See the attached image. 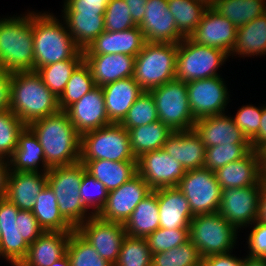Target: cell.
<instances>
[{
	"label": "cell",
	"instance_id": "a7ac6f4b",
	"mask_svg": "<svg viewBox=\"0 0 266 266\" xmlns=\"http://www.w3.org/2000/svg\"><path fill=\"white\" fill-rule=\"evenodd\" d=\"M259 152L261 155L262 164H266V146H264Z\"/></svg>",
	"mask_w": 266,
	"mask_h": 266
},
{
	"label": "cell",
	"instance_id": "e7e4bbea",
	"mask_svg": "<svg viewBox=\"0 0 266 266\" xmlns=\"http://www.w3.org/2000/svg\"><path fill=\"white\" fill-rule=\"evenodd\" d=\"M11 266H35L26 261L25 259L16 260L10 263Z\"/></svg>",
	"mask_w": 266,
	"mask_h": 266
},
{
	"label": "cell",
	"instance_id": "d6986e66",
	"mask_svg": "<svg viewBox=\"0 0 266 266\" xmlns=\"http://www.w3.org/2000/svg\"><path fill=\"white\" fill-rule=\"evenodd\" d=\"M65 112L81 136L112 124L106 113L104 94L100 86L86 93Z\"/></svg>",
	"mask_w": 266,
	"mask_h": 266
},
{
	"label": "cell",
	"instance_id": "f546056e",
	"mask_svg": "<svg viewBox=\"0 0 266 266\" xmlns=\"http://www.w3.org/2000/svg\"><path fill=\"white\" fill-rule=\"evenodd\" d=\"M86 172L100 181L108 192L119 188L137 174V161L80 160Z\"/></svg>",
	"mask_w": 266,
	"mask_h": 266
},
{
	"label": "cell",
	"instance_id": "9a60e30c",
	"mask_svg": "<svg viewBox=\"0 0 266 266\" xmlns=\"http://www.w3.org/2000/svg\"><path fill=\"white\" fill-rule=\"evenodd\" d=\"M152 191L137 173L119 188L108 192L106 204L97 216L104 221L124 224L140 201Z\"/></svg>",
	"mask_w": 266,
	"mask_h": 266
},
{
	"label": "cell",
	"instance_id": "7a4b0ae2",
	"mask_svg": "<svg viewBox=\"0 0 266 266\" xmlns=\"http://www.w3.org/2000/svg\"><path fill=\"white\" fill-rule=\"evenodd\" d=\"M59 110L58 98L36 71L12 72L11 111L26 126Z\"/></svg>",
	"mask_w": 266,
	"mask_h": 266
},
{
	"label": "cell",
	"instance_id": "c3c4849f",
	"mask_svg": "<svg viewBox=\"0 0 266 266\" xmlns=\"http://www.w3.org/2000/svg\"><path fill=\"white\" fill-rule=\"evenodd\" d=\"M152 254L165 252L189 240V228H158L146 237Z\"/></svg>",
	"mask_w": 266,
	"mask_h": 266
},
{
	"label": "cell",
	"instance_id": "94428289",
	"mask_svg": "<svg viewBox=\"0 0 266 266\" xmlns=\"http://www.w3.org/2000/svg\"><path fill=\"white\" fill-rule=\"evenodd\" d=\"M259 218L258 220L266 224V187L263 185L260 194V204H259Z\"/></svg>",
	"mask_w": 266,
	"mask_h": 266
},
{
	"label": "cell",
	"instance_id": "680465c9",
	"mask_svg": "<svg viewBox=\"0 0 266 266\" xmlns=\"http://www.w3.org/2000/svg\"><path fill=\"white\" fill-rule=\"evenodd\" d=\"M130 9V14L133 21L139 25L143 20V16L146 10L147 0H124Z\"/></svg>",
	"mask_w": 266,
	"mask_h": 266
},
{
	"label": "cell",
	"instance_id": "f907efd6",
	"mask_svg": "<svg viewBox=\"0 0 266 266\" xmlns=\"http://www.w3.org/2000/svg\"><path fill=\"white\" fill-rule=\"evenodd\" d=\"M262 106L244 105L237 110L234 123L244 133L249 141H251L259 131L261 123Z\"/></svg>",
	"mask_w": 266,
	"mask_h": 266
},
{
	"label": "cell",
	"instance_id": "8992f818",
	"mask_svg": "<svg viewBox=\"0 0 266 266\" xmlns=\"http://www.w3.org/2000/svg\"><path fill=\"white\" fill-rule=\"evenodd\" d=\"M178 44L148 43L135 57L133 78L144 91L176 79Z\"/></svg>",
	"mask_w": 266,
	"mask_h": 266
},
{
	"label": "cell",
	"instance_id": "cb8c5ba5",
	"mask_svg": "<svg viewBox=\"0 0 266 266\" xmlns=\"http://www.w3.org/2000/svg\"><path fill=\"white\" fill-rule=\"evenodd\" d=\"M188 170L203 168L206 146L194 129L174 131L162 148Z\"/></svg>",
	"mask_w": 266,
	"mask_h": 266
},
{
	"label": "cell",
	"instance_id": "681fc988",
	"mask_svg": "<svg viewBox=\"0 0 266 266\" xmlns=\"http://www.w3.org/2000/svg\"><path fill=\"white\" fill-rule=\"evenodd\" d=\"M104 29L119 32L137 26L124 0H110L104 13Z\"/></svg>",
	"mask_w": 266,
	"mask_h": 266
},
{
	"label": "cell",
	"instance_id": "8d00e7d4",
	"mask_svg": "<svg viewBox=\"0 0 266 266\" xmlns=\"http://www.w3.org/2000/svg\"><path fill=\"white\" fill-rule=\"evenodd\" d=\"M266 0H217L212 7L238 29L266 13Z\"/></svg>",
	"mask_w": 266,
	"mask_h": 266
},
{
	"label": "cell",
	"instance_id": "2e32d148",
	"mask_svg": "<svg viewBox=\"0 0 266 266\" xmlns=\"http://www.w3.org/2000/svg\"><path fill=\"white\" fill-rule=\"evenodd\" d=\"M186 170L163 149L146 152L137 158V173L154 190L177 187Z\"/></svg>",
	"mask_w": 266,
	"mask_h": 266
},
{
	"label": "cell",
	"instance_id": "d6a6232c",
	"mask_svg": "<svg viewBox=\"0 0 266 266\" xmlns=\"http://www.w3.org/2000/svg\"><path fill=\"white\" fill-rule=\"evenodd\" d=\"M32 213L40 227L46 232H72L75 230L60 213L57 198L48 184L37 196Z\"/></svg>",
	"mask_w": 266,
	"mask_h": 266
},
{
	"label": "cell",
	"instance_id": "7dc6e473",
	"mask_svg": "<svg viewBox=\"0 0 266 266\" xmlns=\"http://www.w3.org/2000/svg\"><path fill=\"white\" fill-rule=\"evenodd\" d=\"M79 191L84 206L91 211L94 216H97L107 201L108 191L105 186L88 172H85L81 180Z\"/></svg>",
	"mask_w": 266,
	"mask_h": 266
},
{
	"label": "cell",
	"instance_id": "4316f807",
	"mask_svg": "<svg viewBox=\"0 0 266 266\" xmlns=\"http://www.w3.org/2000/svg\"><path fill=\"white\" fill-rule=\"evenodd\" d=\"M107 116L120 124L136 99L144 92L133 77L119 79L102 86Z\"/></svg>",
	"mask_w": 266,
	"mask_h": 266
},
{
	"label": "cell",
	"instance_id": "f1b7e54d",
	"mask_svg": "<svg viewBox=\"0 0 266 266\" xmlns=\"http://www.w3.org/2000/svg\"><path fill=\"white\" fill-rule=\"evenodd\" d=\"M8 163L10 171L47 173L51 169L46 164L44 150L38 137L28 126L19 134L18 146L8 159Z\"/></svg>",
	"mask_w": 266,
	"mask_h": 266
},
{
	"label": "cell",
	"instance_id": "277c9868",
	"mask_svg": "<svg viewBox=\"0 0 266 266\" xmlns=\"http://www.w3.org/2000/svg\"><path fill=\"white\" fill-rule=\"evenodd\" d=\"M14 16L0 19V67L11 73L33 71V11Z\"/></svg>",
	"mask_w": 266,
	"mask_h": 266
},
{
	"label": "cell",
	"instance_id": "03108f58",
	"mask_svg": "<svg viewBox=\"0 0 266 266\" xmlns=\"http://www.w3.org/2000/svg\"><path fill=\"white\" fill-rule=\"evenodd\" d=\"M197 1L203 3L207 8L213 7L217 2V0H197Z\"/></svg>",
	"mask_w": 266,
	"mask_h": 266
},
{
	"label": "cell",
	"instance_id": "ac0fdd59",
	"mask_svg": "<svg viewBox=\"0 0 266 266\" xmlns=\"http://www.w3.org/2000/svg\"><path fill=\"white\" fill-rule=\"evenodd\" d=\"M236 36L237 28L234 24L211 7L205 10L189 38L200 45L223 50L230 57Z\"/></svg>",
	"mask_w": 266,
	"mask_h": 266
},
{
	"label": "cell",
	"instance_id": "52a82bcc",
	"mask_svg": "<svg viewBox=\"0 0 266 266\" xmlns=\"http://www.w3.org/2000/svg\"><path fill=\"white\" fill-rule=\"evenodd\" d=\"M238 232L219 212L196 215L189 225V240L204 258L233 251Z\"/></svg>",
	"mask_w": 266,
	"mask_h": 266
},
{
	"label": "cell",
	"instance_id": "7402d4cb",
	"mask_svg": "<svg viewBox=\"0 0 266 266\" xmlns=\"http://www.w3.org/2000/svg\"><path fill=\"white\" fill-rule=\"evenodd\" d=\"M145 43L138 25L119 32L105 30L83 51V55L126 54L136 57Z\"/></svg>",
	"mask_w": 266,
	"mask_h": 266
},
{
	"label": "cell",
	"instance_id": "11a10c76",
	"mask_svg": "<svg viewBox=\"0 0 266 266\" xmlns=\"http://www.w3.org/2000/svg\"><path fill=\"white\" fill-rule=\"evenodd\" d=\"M12 73L0 67V112L11 110Z\"/></svg>",
	"mask_w": 266,
	"mask_h": 266
},
{
	"label": "cell",
	"instance_id": "9f6ffc18",
	"mask_svg": "<svg viewBox=\"0 0 266 266\" xmlns=\"http://www.w3.org/2000/svg\"><path fill=\"white\" fill-rule=\"evenodd\" d=\"M232 252L204 257L201 266H242L243 258L234 256Z\"/></svg>",
	"mask_w": 266,
	"mask_h": 266
},
{
	"label": "cell",
	"instance_id": "44dd1931",
	"mask_svg": "<svg viewBox=\"0 0 266 266\" xmlns=\"http://www.w3.org/2000/svg\"><path fill=\"white\" fill-rule=\"evenodd\" d=\"M19 209L6 198L0 199V258L9 263L25 259L29 244L23 239L17 214Z\"/></svg>",
	"mask_w": 266,
	"mask_h": 266
},
{
	"label": "cell",
	"instance_id": "f5cc1de1",
	"mask_svg": "<svg viewBox=\"0 0 266 266\" xmlns=\"http://www.w3.org/2000/svg\"><path fill=\"white\" fill-rule=\"evenodd\" d=\"M110 0H64L62 13H96L104 15Z\"/></svg>",
	"mask_w": 266,
	"mask_h": 266
},
{
	"label": "cell",
	"instance_id": "816d5d0a",
	"mask_svg": "<svg viewBox=\"0 0 266 266\" xmlns=\"http://www.w3.org/2000/svg\"><path fill=\"white\" fill-rule=\"evenodd\" d=\"M250 234L248 235V255L251 257L266 258V224L256 220L250 225Z\"/></svg>",
	"mask_w": 266,
	"mask_h": 266
},
{
	"label": "cell",
	"instance_id": "bcb514c9",
	"mask_svg": "<svg viewBox=\"0 0 266 266\" xmlns=\"http://www.w3.org/2000/svg\"><path fill=\"white\" fill-rule=\"evenodd\" d=\"M26 125L11 111L0 112V156L9 159Z\"/></svg>",
	"mask_w": 266,
	"mask_h": 266
},
{
	"label": "cell",
	"instance_id": "d4e9b609",
	"mask_svg": "<svg viewBox=\"0 0 266 266\" xmlns=\"http://www.w3.org/2000/svg\"><path fill=\"white\" fill-rule=\"evenodd\" d=\"M157 194L160 228H189L193 215L184 194L177 187L153 190Z\"/></svg>",
	"mask_w": 266,
	"mask_h": 266
},
{
	"label": "cell",
	"instance_id": "9c48e42d",
	"mask_svg": "<svg viewBox=\"0 0 266 266\" xmlns=\"http://www.w3.org/2000/svg\"><path fill=\"white\" fill-rule=\"evenodd\" d=\"M80 160L137 161L128 131L116 123L81 136Z\"/></svg>",
	"mask_w": 266,
	"mask_h": 266
},
{
	"label": "cell",
	"instance_id": "f35d334b",
	"mask_svg": "<svg viewBox=\"0 0 266 266\" xmlns=\"http://www.w3.org/2000/svg\"><path fill=\"white\" fill-rule=\"evenodd\" d=\"M179 33L188 38L200 23L207 7L197 0H167Z\"/></svg>",
	"mask_w": 266,
	"mask_h": 266
},
{
	"label": "cell",
	"instance_id": "4dcf8cb0",
	"mask_svg": "<svg viewBox=\"0 0 266 266\" xmlns=\"http://www.w3.org/2000/svg\"><path fill=\"white\" fill-rule=\"evenodd\" d=\"M71 232L44 231L29 245L25 260L35 266H51L66 254Z\"/></svg>",
	"mask_w": 266,
	"mask_h": 266
},
{
	"label": "cell",
	"instance_id": "7c38bea8",
	"mask_svg": "<svg viewBox=\"0 0 266 266\" xmlns=\"http://www.w3.org/2000/svg\"><path fill=\"white\" fill-rule=\"evenodd\" d=\"M262 180L253 186L222 190L219 213L237 230L247 228L259 218Z\"/></svg>",
	"mask_w": 266,
	"mask_h": 266
},
{
	"label": "cell",
	"instance_id": "ffe728a7",
	"mask_svg": "<svg viewBox=\"0 0 266 266\" xmlns=\"http://www.w3.org/2000/svg\"><path fill=\"white\" fill-rule=\"evenodd\" d=\"M227 113L199 118L194 131L206 147L215 145L251 144Z\"/></svg>",
	"mask_w": 266,
	"mask_h": 266
},
{
	"label": "cell",
	"instance_id": "836d02e7",
	"mask_svg": "<svg viewBox=\"0 0 266 266\" xmlns=\"http://www.w3.org/2000/svg\"><path fill=\"white\" fill-rule=\"evenodd\" d=\"M75 45L82 51L98 37L104 29V15L96 13H63L61 15Z\"/></svg>",
	"mask_w": 266,
	"mask_h": 266
},
{
	"label": "cell",
	"instance_id": "e0dca14e",
	"mask_svg": "<svg viewBox=\"0 0 266 266\" xmlns=\"http://www.w3.org/2000/svg\"><path fill=\"white\" fill-rule=\"evenodd\" d=\"M143 20L138 25L148 43L178 44L184 37L179 33L167 0H147Z\"/></svg>",
	"mask_w": 266,
	"mask_h": 266
},
{
	"label": "cell",
	"instance_id": "7bdbcfd3",
	"mask_svg": "<svg viewBox=\"0 0 266 266\" xmlns=\"http://www.w3.org/2000/svg\"><path fill=\"white\" fill-rule=\"evenodd\" d=\"M71 266H113L76 231H72L66 251Z\"/></svg>",
	"mask_w": 266,
	"mask_h": 266
},
{
	"label": "cell",
	"instance_id": "ba28073f",
	"mask_svg": "<svg viewBox=\"0 0 266 266\" xmlns=\"http://www.w3.org/2000/svg\"><path fill=\"white\" fill-rule=\"evenodd\" d=\"M229 55L214 47L200 45L189 37L178 43L176 54V80L190 82L221 76L217 71Z\"/></svg>",
	"mask_w": 266,
	"mask_h": 266
},
{
	"label": "cell",
	"instance_id": "91938a15",
	"mask_svg": "<svg viewBox=\"0 0 266 266\" xmlns=\"http://www.w3.org/2000/svg\"><path fill=\"white\" fill-rule=\"evenodd\" d=\"M9 175L10 166L8 159L0 157V199H4L7 195Z\"/></svg>",
	"mask_w": 266,
	"mask_h": 266
},
{
	"label": "cell",
	"instance_id": "484cf974",
	"mask_svg": "<svg viewBox=\"0 0 266 266\" xmlns=\"http://www.w3.org/2000/svg\"><path fill=\"white\" fill-rule=\"evenodd\" d=\"M96 86L133 77L135 57L126 54L83 55Z\"/></svg>",
	"mask_w": 266,
	"mask_h": 266
},
{
	"label": "cell",
	"instance_id": "d590c367",
	"mask_svg": "<svg viewBox=\"0 0 266 266\" xmlns=\"http://www.w3.org/2000/svg\"><path fill=\"white\" fill-rule=\"evenodd\" d=\"M132 153L137 159L142 154L163 148L173 131L160 120L128 130Z\"/></svg>",
	"mask_w": 266,
	"mask_h": 266
},
{
	"label": "cell",
	"instance_id": "b9f144b4",
	"mask_svg": "<svg viewBox=\"0 0 266 266\" xmlns=\"http://www.w3.org/2000/svg\"><path fill=\"white\" fill-rule=\"evenodd\" d=\"M151 261L146 238L126 235L114 266H151Z\"/></svg>",
	"mask_w": 266,
	"mask_h": 266
},
{
	"label": "cell",
	"instance_id": "6f0895ef",
	"mask_svg": "<svg viewBox=\"0 0 266 266\" xmlns=\"http://www.w3.org/2000/svg\"><path fill=\"white\" fill-rule=\"evenodd\" d=\"M252 150L260 151L266 146V106H262L261 123L258 134L250 141Z\"/></svg>",
	"mask_w": 266,
	"mask_h": 266
},
{
	"label": "cell",
	"instance_id": "74e56055",
	"mask_svg": "<svg viewBox=\"0 0 266 266\" xmlns=\"http://www.w3.org/2000/svg\"><path fill=\"white\" fill-rule=\"evenodd\" d=\"M83 61V51L80 50L72 59L63 60L39 68L45 86L58 98L65 89L72 72Z\"/></svg>",
	"mask_w": 266,
	"mask_h": 266
},
{
	"label": "cell",
	"instance_id": "30bf717a",
	"mask_svg": "<svg viewBox=\"0 0 266 266\" xmlns=\"http://www.w3.org/2000/svg\"><path fill=\"white\" fill-rule=\"evenodd\" d=\"M150 92L161 122L173 132L193 129L196 119L189 106L186 82L175 79L153 88Z\"/></svg>",
	"mask_w": 266,
	"mask_h": 266
},
{
	"label": "cell",
	"instance_id": "5bb4252c",
	"mask_svg": "<svg viewBox=\"0 0 266 266\" xmlns=\"http://www.w3.org/2000/svg\"><path fill=\"white\" fill-rule=\"evenodd\" d=\"M100 255L114 266L126 231L123 223L108 222L92 216L75 229Z\"/></svg>",
	"mask_w": 266,
	"mask_h": 266
},
{
	"label": "cell",
	"instance_id": "8fae6325",
	"mask_svg": "<svg viewBox=\"0 0 266 266\" xmlns=\"http://www.w3.org/2000/svg\"><path fill=\"white\" fill-rule=\"evenodd\" d=\"M177 188L188 200L193 216L219 211L222 190L214 171L205 168L188 170Z\"/></svg>",
	"mask_w": 266,
	"mask_h": 266
},
{
	"label": "cell",
	"instance_id": "be15d7a7",
	"mask_svg": "<svg viewBox=\"0 0 266 266\" xmlns=\"http://www.w3.org/2000/svg\"><path fill=\"white\" fill-rule=\"evenodd\" d=\"M51 266H71V262L67 253L63 257L55 261Z\"/></svg>",
	"mask_w": 266,
	"mask_h": 266
},
{
	"label": "cell",
	"instance_id": "60d3db41",
	"mask_svg": "<svg viewBox=\"0 0 266 266\" xmlns=\"http://www.w3.org/2000/svg\"><path fill=\"white\" fill-rule=\"evenodd\" d=\"M202 256L190 240L165 252L152 254L151 266H201Z\"/></svg>",
	"mask_w": 266,
	"mask_h": 266
},
{
	"label": "cell",
	"instance_id": "83f0119b",
	"mask_svg": "<svg viewBox=\"0 0 266 266\" xmlns=\"http://www.w3.org/2000/svg\"><path fill=\"white\" fill-rule=\"evenodd\" d=\"M47 184V173L10 171L6 199L19 210L32 211Z\"/></svg>",
	"mask_w": 266,
	"mask_h": 266
},
{
	"label": "cell",
	"instance_id": "603a6c76",
	"mask_svg": "<svg viewBox=\"0 0 266 266\" xmlns=\"http://www.w3.org/2000/svg\"><path fill=\"white\" fill-rule=\"evenodd\" d=\"M262 162L259 151L251 150L244 158L215 171L221 190L253 186L261 181Z\"/></svg>",
	"mask_w": 266,
	"mask_h": 266
},
{
	"label": "cell",
	"instance_id": "003e7915",
	"mask_svg": "<svg viewBox=\"0 0 266 266\" xmlns=\"http://www.w3.org/2000/svg\"><path fill=\"white\" fill-rule=\"evenodd\" d=\"M261 180H262L263 185L266 187V164H262Z\"/></svg>",
	"mask_w": 266,
	"mask_h": 266
},
{
	"label": "cell",
	"instance_id": "6125c7cd",
	"mask_svg": "<svg viewBox=\"0 0 266 266\" xmlns=\"http://www.w3.org/2000/svg\"><path fill=\"white\" fill-rule=\"evenodd\" d=\"M242 266H266V258L251 257L246 255L243 258Z\"/></svg>",
	"mask_w": 266,
	"mask_h": 266
},
{
	"label": "cell",
	"instance_id": "db71d44e",
	"mask_svg": "<svg viewBox=\"0 0 266 266\" xmlns=\"http://www.w3.org/2000/svg\"><path fill=\"white\" fill-rule=\"evenodd\" d=\"M16 218H19L20 233L29 245L44 232L32 211L19 210Z\"/></svg>",
	"mask_w": 266,
	"mask_h": 266
},
{
	"label": "cell",
	"instance_id": "f6af8a7d",
	"mask_svg": "<svg viewBox=\"0 0 266 266\" xmlns=\"http://www.w3.org/2000/svg\"><path fill=\"white\" fill-rule=\"evenodd\" d=\"M252 150L251 144L215 145L206 147L203 168L211 171L244 158Z\"/></svg>",
	"mask_w": 266,
	"mask_h": 266
},
{
	"label": "cell",
	"instance_id": "e575fe53",
	"mask_svg": "<svg viewBox=\"0 0 266 266\" xmlns=\"http://www.w3.org/2000/svg\"><path fill=\"white\" fill-rule=\"evenodd\" d=\"M157 194L152 191L136 206L124 223L126 234L146 238L160 228Z\"/></svg>",
	"mask_w": 266,
	"mask_h": 266
},
{
	"label": "cell",
	"instance_id": "ab89813d",
	"mask_svg": "<svg viewBox=\"0 0 266 266\" xmlns=\"http://www.w3.org/2000/svg\"><path fill=\"white\" fill-rule=\"evenodd\" d=\"M96 87L89 66L83 60L72 72L64 91L58 97V106L65 111Z\"/></svg>",
	"mask_w": 266,
	"mask_h": 266
},
{
	"label": "cell",
	"instance_id": "ee69618b",
	"mask_svg": "<svg viewBox=\"0 0 266 266\" xmlns=\"http://www.w3.org/2000/svg\"><path fill=\"white\" fill-rule=\"evenodd\" d=\"M159 120L156 103L150 91H144L128 110L120 123L127 131Z\"/></svg>",
	"mask_w": 266,
	"mask_h": 266
},
{
	"label": "cell",
	"instance_id": "6da1fadb",
	"mask_svg": "<svg viewBox=\"0 0 266 266\" xmlns=\"http://www.w3.org/2000/svg\"><path fill=\"white\" fill-rule=\"evenodd\" d=\"M28 127L38 137L50 168L80 162L81 135L65 111L59 110L34 121Z\"/></svg>",
	"mask_w": 266,
	"mask_h": 266
},
{
	"label": "cell",
	"instance_id": "3957f363",
	"mask_svg": "<svg viewBox=\"0 0 266 266\" xmlns=\"http://www.w3.org/2000/svg\"><path fill=\"white\" fill-rule=\"evenodd\" d=\"M34 71L72 59L80 49L62 19L50 12L33 11Z\"/></svg>",
	"mask_w": 266,
	"mask_h": 266
},
{
	"label": "cell",
	"instance_id": "4fadbf2b",
	"mask_svg": "<svg viewBox=\"0 0 266 266\" xmlns=\"http://www.w3.org/2000/svg\"><path fill=\"white\" fill-rule=\"evenodd\" d=\"M225 79L215 76L187 82L188 100L194 118L227 113L230 95Z\"/></svg>",
	"mask_w": 266,
	"mask_h": 266
},
{
	"label": "cell",
	"instance_id": "1f68e13d",
	"mask_svg": "<svg viewBox=\"0 0 266 266\" xmlns=\"http://www.w3.org/2000/svg\"><path fill=\"white\" fill-rule=\"evenodd\" d=\"M252 57L266 55V13L237 29L230 56Z\"/></svg>",
	"mask_w": 266,
	"mask_h": 266
},
{
	"label": "cell",
	"instance_id": "5b68a950",
	"mask_svg": "<svg viewBox=\"0 0 266 266\" xmlns=\"http://www.w3.org/2000/svg\"><path fill=\"white\" fill-rule=\"evenodd\" d=\"M86 172L83 163L52 167L47 172V184L57 198L62 216L76 229L80 224L94 216L80 198V185Z\"/></svg>",
	"mask_w": 266,
	"mask_h": 266
}]
</instances>
